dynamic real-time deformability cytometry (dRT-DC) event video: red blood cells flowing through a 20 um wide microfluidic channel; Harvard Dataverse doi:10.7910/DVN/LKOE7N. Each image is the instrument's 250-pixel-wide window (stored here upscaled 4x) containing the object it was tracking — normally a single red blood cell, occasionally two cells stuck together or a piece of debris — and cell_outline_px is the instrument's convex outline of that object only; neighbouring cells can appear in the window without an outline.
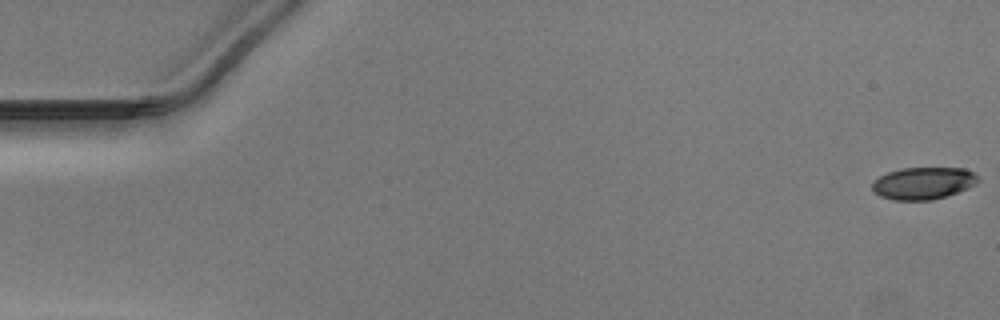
{"species": "Egyptian fruit bat (a non-hibernating species)", "species_latin": "Rousettus aegyptiacus", "temperature_condition": "warm", "stored_images_in_passage": 51, "camera_frame_rate_fps": 3000, "um_per_image_px": 0.085, "animal": {"sex": "male"}, "frame": {"image": 1, "passage_image": 1, "time_ms": 0.0, "image_size_px": [1000, 320], "cell_outline_px": [[980, 180], [976, 184], [968, 188], [932, 200], [892, 200], [880, 196], [872, 188], [872, 180], [888, 172], [900, 168], [964, 168], [972, 172]], "centroid_in_image_um": [78.45, 15.57], "position_along_channel_um": 6.5, "area_um2": 19.77}}
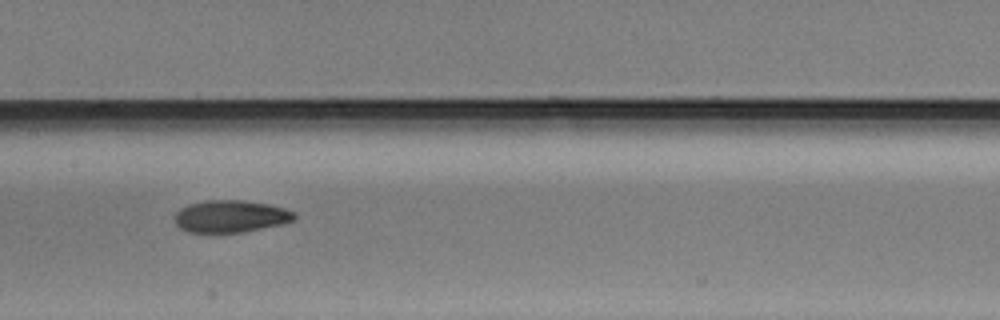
{"frame": {"image": 2, "passage_image": 26, "time_ms": 8.333, "image_size_px": [1000, 320], "cell_outline_px": [[296, 216], [292, 220], [284, 224], [244, 232], [188, 232], [180, 228], [176, 224], [176, 212], [180, 208], [188, 204], [208, 200], [240, 200], [268, 204], [284, 208], [296, 212]], "centroid_in_image_um": [19.62, 18.39], "position_along_channel_um": 187.8, "area_um2": 22.43}}
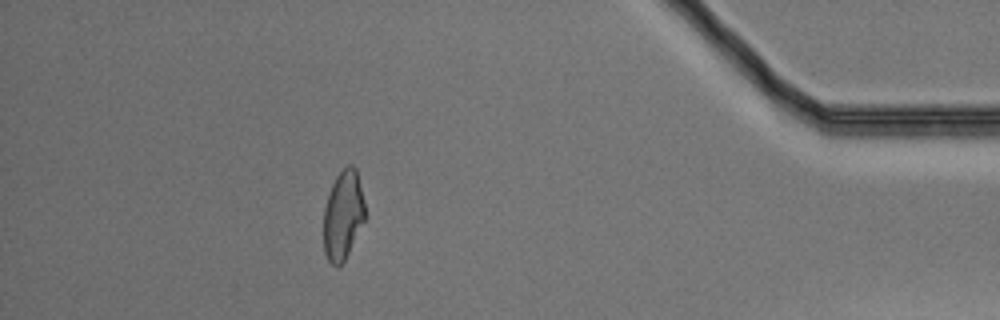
{"frame": {"image": 3, "passage_image": 46, "time_ms": 15.0, "image_size_px": [1000, 320], "cell_outline_px": [[364, 220], [344, 260], [340, 264], [332, 264], [328, 260], [324, 252], [324, 208], [332, 184], [336, 176], [348, 164], [352, 164], [356, 168], [364, 200]], "centroid_in_image_um": [29.15, 18.24], "position_along_channel_um": 406.0, "area_um2": 21.04}}